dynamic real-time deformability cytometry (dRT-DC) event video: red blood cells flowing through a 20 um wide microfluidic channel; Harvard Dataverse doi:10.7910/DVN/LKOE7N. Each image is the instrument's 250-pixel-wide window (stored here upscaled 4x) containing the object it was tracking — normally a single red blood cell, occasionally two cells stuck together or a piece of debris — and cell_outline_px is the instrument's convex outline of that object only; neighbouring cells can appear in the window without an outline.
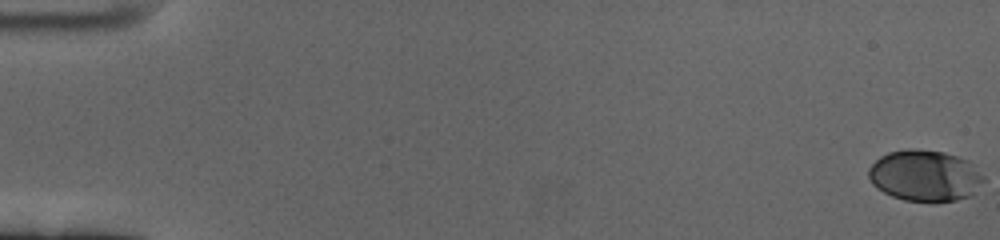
{"species": "human", "species_latin": "Homo sapiens", "temperature_condition": "cold", "stored_images_in_passage": 61, "camera_frame_rate_fps": 3000, "um_per_image_px": 0.085, "donor": {"sex": "female"}, "frame": {"image": 1, "passage_image": 1, "time_ms": 0.0, "image_size_px": [1000, 240], "cell_outline_px": [[984, 180], [972, 196], [956, 200], [904, 200], [892, 196], [876, 188], [872, 184], [868, 176], [868, 168], [880, 156], [888, 152], [908, 148], [912, 148], [944, 152], [968, 160], [984, 176]], "centroid_in_image_um": [78.6, 14.91], "position_along_channel_um": 6.4, "area_um2": 34.22}}
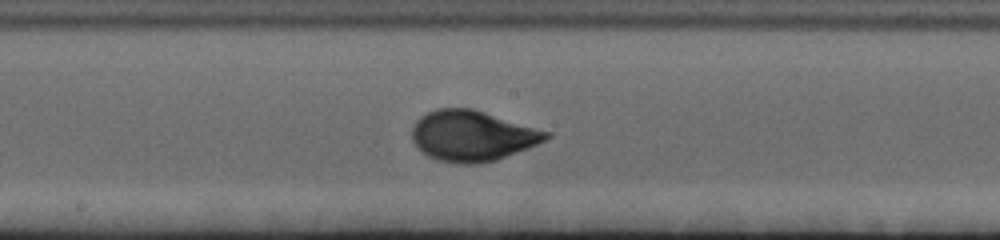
{"frame": {"image": 2, "passage_image": 34, "time_ms": 11.0, "image_size_px": [1000, 240], "cell_outline_px": [[552, 136], [528, 148], [496, 160], [476, 164], [456, 164], [436, 160], [428, 156], [416, 148], [412, 140], [412, 128], [416, 120], [420, 116], [436, 108], [472, 108], [552, 132]], "centroid_in_image_um": [40.12, 11.55], "position_along_channel_um": 208.1, "area_um2": 39.82}}
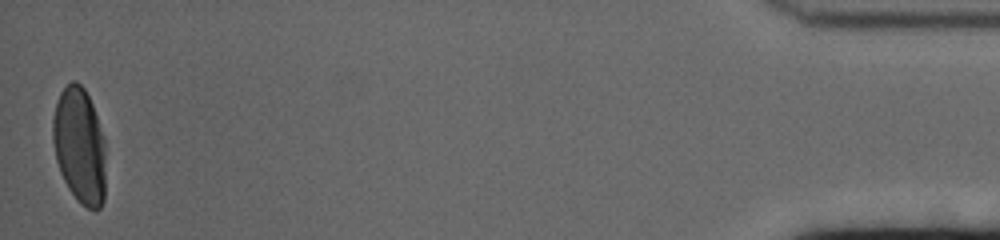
{"frame": {"image": 3, "passage_image": 61, "time_ms": 20.0, "image_size_px": [1000, 240], "cell_outline_px": [[104, 200], [100, 208], [88, 208], [80, 204], [76, 200], [68, 188], [60, 172], [56, 160], [52, 140], [52, 120], [56, 104], [60, 92], [72, 80], [76, 80], [84, 88], [92, 104], [104, 136]], "centroid_in_image_um": [6.74, 12.37], "position_along_channel_um": 428.5, "area_um2": 35.78}, "authors_computed_cell_mechanics": {"area_um2": 36.2406, "velocity_mm_per_s": 3.3848, "shape_relaxation_time_tau1_ms": 3.5873, "shape_relaxation_time_tau2_ms": null, "deformation_change_tau1": 0.1598, "deformation_change_tau2": null}}